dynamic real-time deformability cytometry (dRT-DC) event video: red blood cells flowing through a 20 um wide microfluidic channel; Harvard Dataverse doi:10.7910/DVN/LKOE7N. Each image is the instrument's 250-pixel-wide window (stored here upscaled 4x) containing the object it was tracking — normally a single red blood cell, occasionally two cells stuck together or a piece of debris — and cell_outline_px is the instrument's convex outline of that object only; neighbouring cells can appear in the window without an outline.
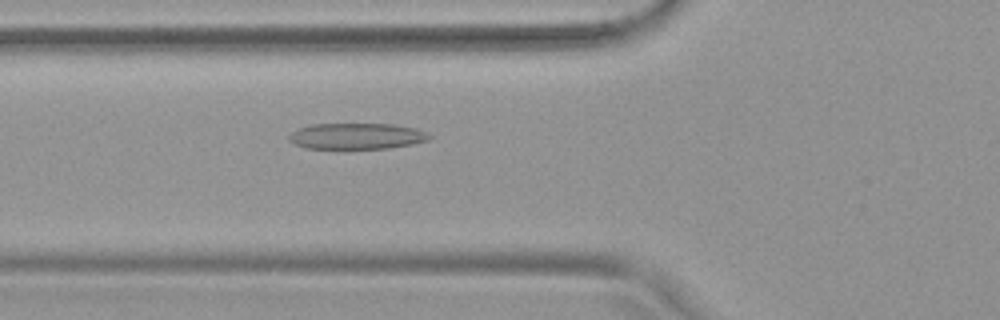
{"species": "common noctule bat (a hibernating species)", "species_latin": "Nyctalus noctula", "temperature_condition": "warm", "stored_images_in_passage": 54, "camera_frame_rate_fps": 3000, "um_per_image_px": 0.085, "animal": {"sex": "female", "body_mass_g": 19.9}, "frame": {"image": 1, "passage_image": 20, "time_ms": 6.333, "image_size_px": [1000, 320], "cell_outline_px": [[432, 136], [428, 140], [412, 144], [388, 148], [304, 148], [288, 140], [288, 136], [292, 132], [308, 124], [396, 124], [416, 128], [428, 132]], "centroid_in_image_um": [30.34, 11.56], "position_along_channel_um": 95.5, "area_um2": 21.33}}
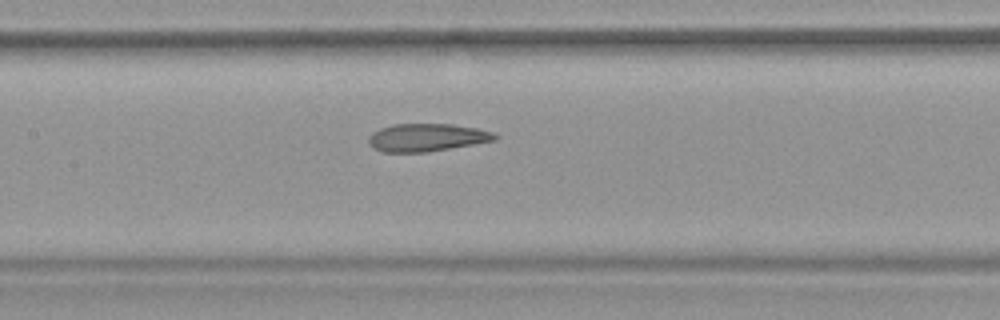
{"frame": {"image": 2, "passage_image": 26, "time_ms": 8.333, "image_size_px": [1000, 320], "cell_outline_px": [[500, 136], [496, 140], [428, 152], [384, 152], [372, 148], [368, 144], [368, 136], [372, 132], [380, 128], [392, 124], [452, 124], [476, 128], [492, 132]], "centroid_in_image_um": [36.24, 11.69], "position_along_channel_um": 171.2, "area_um2": 20.58}}
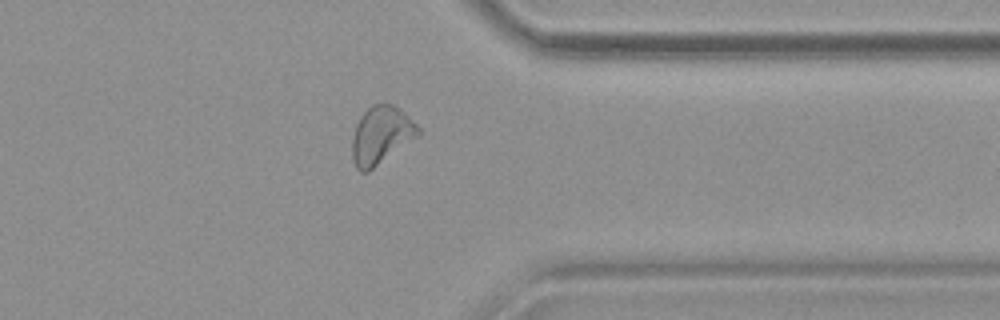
{"frame": {"image": 3, "passage_image": 43, "time_ms": 14.0, "image_size_px": [1000, 320], "cell_outline_px": [[420, 132], [416, 136], [368, 172], [360, 172], [356, 168], [352, 160], [352, 136], [356, 124], [360, 116], [372, 104], [392, 104], [400, 108], [420, 128]], "centroid_in_image_um": [32.35, 11.48], "position_along_channel_um": 379.1, "area_um2": 21.91}, "authors_computed_cell_mechanics": {"area_um2": 22.6287, "velocity_mm_per_s": 3.7682, "shape_relaxation_time_tau1_ms": 10.4084, "shape_relaxation_time_tau2_ms": 1.7552, "deformation_change_tau1": 0.2669, "deformation_change_tau2": 0.1027}}